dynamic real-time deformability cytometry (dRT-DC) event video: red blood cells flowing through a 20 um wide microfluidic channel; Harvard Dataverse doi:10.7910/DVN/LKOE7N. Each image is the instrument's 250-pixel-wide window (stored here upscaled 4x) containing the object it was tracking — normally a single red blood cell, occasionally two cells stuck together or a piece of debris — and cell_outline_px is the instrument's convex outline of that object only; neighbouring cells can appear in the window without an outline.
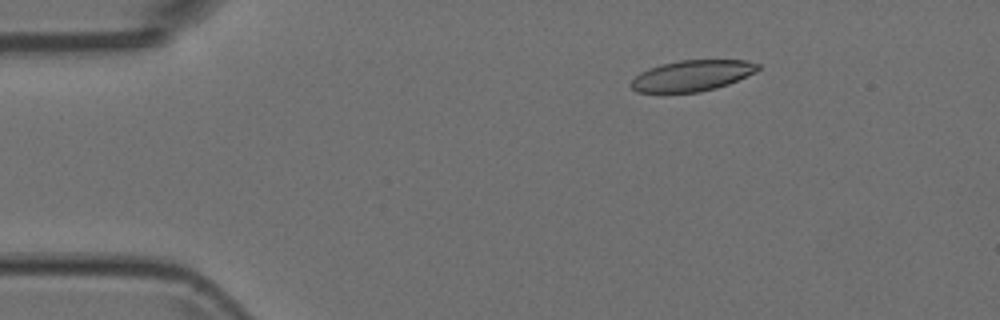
{"species": "Egyptian fruit bat (a non-hibernating species)", "species_latin": "Rousettus aegyptiacus", "temperature_condition": "room temperature", "stored_images_in_passage": 5, "camera_frame_rate_fps": 3000, "um_per_image_px": 0.085, "animal": {"sex": "female"}, "frame": {"image": 1, "passage_image": 3, "time_ms": 0.667, "image_size_px": [1000, 320], "cell_outline_px": [[760, 68], [756, 72], [728, 84], [716, 88], [700, 92], [636, 92], [632, 88], [632, 80], [640, 72], [648, 68], [680, 60], [744, 60], [760, 64]], "centroid_in_image_um": [58.85, 6.43], "position_along_channel_um": 26.1, "area_um2": 22.66}}